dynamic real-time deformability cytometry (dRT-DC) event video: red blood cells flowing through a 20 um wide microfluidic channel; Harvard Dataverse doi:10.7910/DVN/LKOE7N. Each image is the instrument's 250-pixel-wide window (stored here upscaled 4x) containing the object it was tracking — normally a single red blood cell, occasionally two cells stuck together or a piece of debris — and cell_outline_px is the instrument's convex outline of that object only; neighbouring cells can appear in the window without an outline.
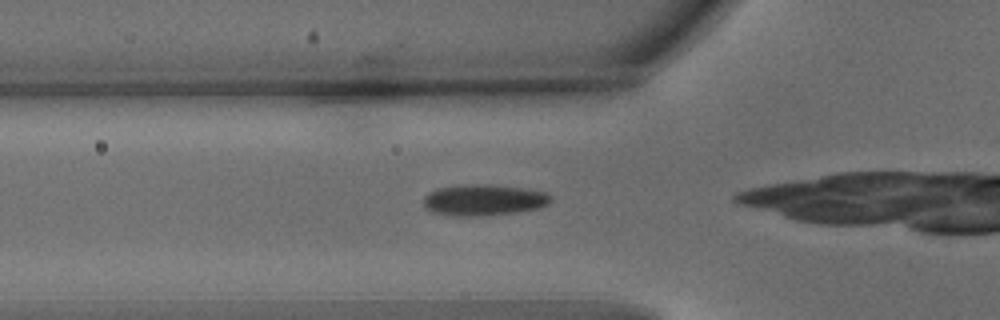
{"species": "common noctule bat (a hibernating species)", "species_latin": "Nyctalus noctula", "temperature_condition": "warm", "stored_images_in_passage": 35, "camera_frame_rate_fps": 3000, "um_per_image_px": 0.085, "animal": {"sex": "male", "body_mass_g": 15.6}, "frame": {"image": 1, "passage_image": 10, "time_ms": 3.0, "image_size_px": [1000, 320], "cell_outline_px": [[552, 200], [548, 204], [540, 208], [520, 212], [492, 216], [456, 216], [432, 212], [424, 208], [424, 196], [428, 192], [436, 188], [464, 184], [488, 184], [520, 188], [544, 192], [552, 196]], "centroid_in_image_um": [41.11, 17.01], "position_along_channel_um": 84.7, "area_um2": 23.52}}
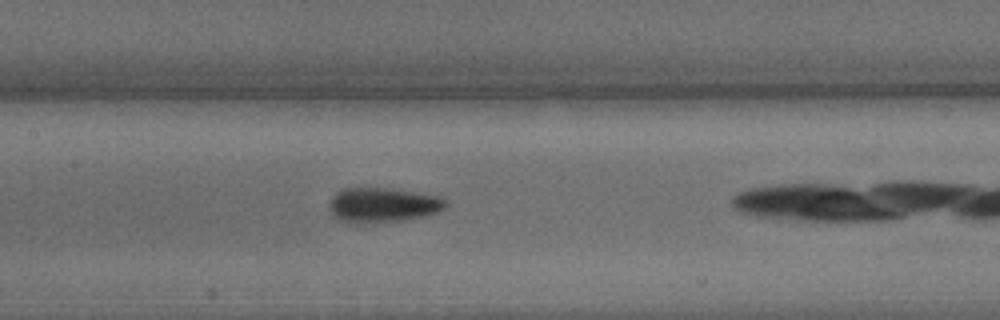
{"frame": {"image": 2, "passage_image": 17, "time_ms": 5.333, "image_size_px": [1000, 320], "cell_outline_px": [[448, 204], [444, 208], [436, 212], [424, 216], [400, 220], [356, 224], [340, 220], [332, 216], [328, 208], [328, 204], [332, 196], [344, 188], [388, 188], [440, 196]], "centroid_in_image_um": [32.48, 17.43], "position_along_channel_um": 174.9, "area_um2": 23.52}}
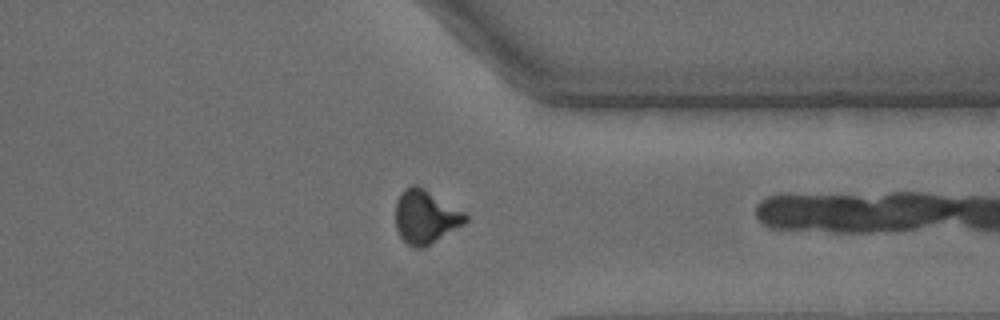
{"frame": {"image": 3, "passage_image": 33, "time_ms": 10.667, "image_size_px": [1000, 320], "cell_outline_px": [[468, 220], [464, 224], [424, 248], [416, 248], [408, 244], [400, 236], [396, 228], [396, 200], [404, 188], [412, 184], [416, 184], [424, 188], [464, 212], [468, 216]], "centroid_in_image_um": [36.16, 18.42], "position_along_channel_um": 375.2, "area_um2": 21.73}}